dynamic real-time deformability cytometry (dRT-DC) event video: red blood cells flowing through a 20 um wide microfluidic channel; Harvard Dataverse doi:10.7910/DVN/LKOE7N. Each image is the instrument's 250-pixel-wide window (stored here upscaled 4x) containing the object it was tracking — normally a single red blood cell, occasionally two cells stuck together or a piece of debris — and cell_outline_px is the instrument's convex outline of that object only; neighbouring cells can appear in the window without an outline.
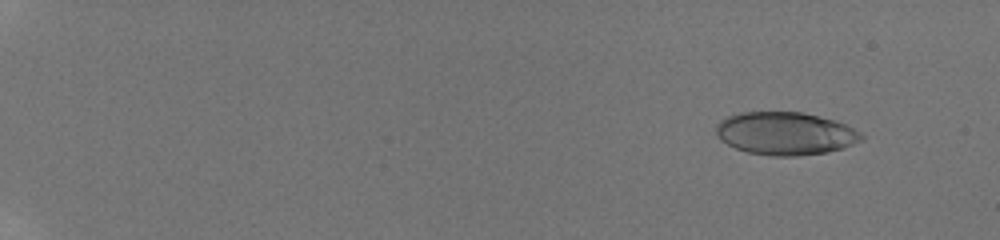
{"species": "human", "species_latin": "Homo sapiens", "temperature_condition": "room temperature", "stored_images_in_passage": 14, "camera_frame_rate_fps": 3000, "um_per_image_px": 0.085, "donor": {"sex": "male"}, "frame": {"image": 1, "passage_image": 5, "time_ms": 1.667, "image_size_px": [1000, 240], "cell_outline_px": [[864, 136], [860, 140], [844, 148], [828, 152], [796, 156], [768, 156], [748, 152], [736, 148], [720, 140], [716, 136], [716, 124], [720, 120], [728, 116], [740, 112], [804, 112], [836, 120], [860, 132]], "centroid_in_image_um": [66.73, 11.34], "position_along_channel_um": 18.3, "area_um2": 36.47}}
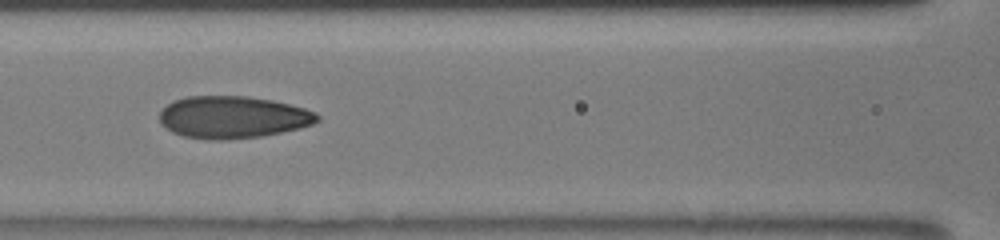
{"frame": {"image": 2, "passage_image": 14, "time_ms": 9.333, "image_size_px": [1000, 240], "cell_outline_px": [[320, 120], [312, 124], [300, 128], [260, 136], [228, 140], [208, 140], [184, 136], [172, 132], [160, 124], [160, 112], [172, 100], [188, 96], [248, 96], [272, 100], [304, 108], [316, 112], [320, 116]], "centroid_in_image_um": [19.78, 9.96], "position_along_channel_um": 146.8, "area_um2": 38.9}}